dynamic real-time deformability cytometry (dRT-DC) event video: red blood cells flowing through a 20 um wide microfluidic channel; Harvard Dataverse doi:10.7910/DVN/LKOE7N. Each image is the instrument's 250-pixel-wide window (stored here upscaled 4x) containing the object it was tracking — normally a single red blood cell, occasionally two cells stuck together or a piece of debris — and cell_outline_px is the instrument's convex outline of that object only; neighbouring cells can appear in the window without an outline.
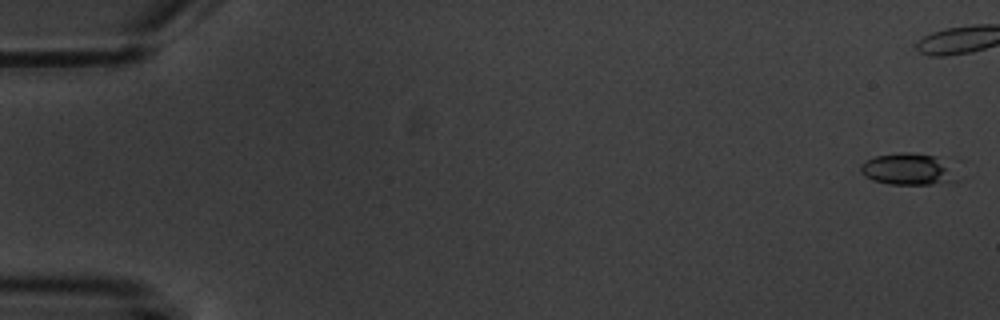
{"species": "common noctule bat (a hibernating species)", "species_latin": "Nyctalus noctula", "temperature_condition": "warm", "stored_images_in_passage": 7, "camera_frame_rate_fps": 3000, "um_per_image_px": 0.085, "animal": {"sex": "male", "body_mass_g": 20.1, "forearm_length_mm": 53.5}, "frame": {"image": 1, "passage_image": 1, "time_ms": 0.0, "image_size_px": [1000, 320], "cell_outline_px": [[960, 180], [952, 184], [892, 184], [872, 180], [864, 176], [860, 172], [860, 168], [868, 160], [876, 156], [900, 152], [912, 152], [936, 156]], "centroid_in_image_um": [77.19, 14.41], "position_along_channel_um": 7.8, "area_um2": 17.57}}